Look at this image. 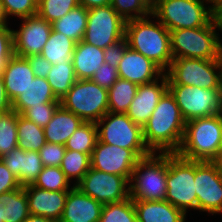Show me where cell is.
Returning <instances> with one entry per match:
<instances>
[{
	"instance_id": "obj_54",
	"label": "cell",
	"mask_w": 222,
	"mask_h": 222,
	"mask_svg": "<svg viewBox=\"0 0 222 222\" xmlns=\"http://www.w3.org/2000/svg\"><path fill=\"white\" fill-rule=\"evenodd\" d=\"M215 162L217 163L220 171L222 172V149H221L219 157L217 158Z\"/></svg>"
},
{
	"instance_id": "obj_44",
	"label": "cell",
	"mask_w": 222,
	"mask_h": 222,
	"mask_svg": "<svg viewBox=\"0 0 222 222\" xmlns=\"http://www.w3.org/2000/svg\"><path fill=\"white\" fill-rule=\"evenodd\" d=\"M118 78V69L105 62L95 71L91 80L100 87L109 89Z\"/></svg>"
},
{
	"instance_id": "obj_28",
	"label": "cell",
	"mask_w": 222,
	"mask_h": 222,
	"mask_svg": "<svg viewBox=\"0 0 222 222\" xmlns=\"http://www.w3.org/2000/svg\"><path fill=\"white\" fill-rule=\"evenodd\" d=\"M75 46L76 42L74 40L68 38L63 33L52 30L40 55L51 64L72 62Z\"/></svg>"
},
{
	"instance_id": "obj_10",
	"label": "cell",
	"mask_w": 222,
	"mask_h": 222,
	"mask_svg": "<svg viewBox=\"0 0 222 222\" xmlns=\"http://www.w3.org/2000/svg\"><path fill=\"white\" fill-rule=\"evenodd\" d=\"M168 90L175 98L185 122L222 113V89L168 84Z\"/></svg>"
},
{
	"instance_id": "obj_16",
	"label": "cell",
	"mask_w": 222,
	"mask_h": 222,
	"mask_svg": "<svg viewBox=\"0 0 222 222\" xmlns=\"http://www.w3.org/2000/svg\"><path fill=\"white\" fill-rule=\"evenodd\" d=\"M13 31L14 54L20 57L40 55L52 31L51 23L38 15L20 19Z\"/></svg>"
},
{
	"instance_id": "obj_47",
	"label": "cell",
	"mask_w": 222,
	"mask_h": 222,
	"mask_svg": "<svg viewBox=\"0 0 222 222\" xmlns=\"http://www.w3.org/2000/svg\"><path fill=\"white\" fill-rule=\"evenodd\" d=\"M26 58L31 65L35 77L47 78L53 64L41 55H33Z\"/></svg>"
},
{
	"instance_id": "obj_34",
	"label": "cell",
	"mask_w": 222,
	"mask_h": 222,
	"mask_svg": "<svg viewBox=\"0 0 222 222\" xmlns=\"http://www.w3.org/2000/svg\"><path fill=\"white\" fill-rule=\"evenodd\" d=\"M97 136V126L95 122H83L78 129L69 137L65 148L71 151H79L89 154L95 148Z\"/></svg>"
},
{
	"instance_id": "obj_33",
	"label": "cell",
	"mask_w": 222,
	"mask_h": 222,
	"mask_svg": "<svg viewBox=\"0 0 222 222\" xmlns=\"http://www.w3.org/2000/svg\"><path fill=\"white\" fill-rule=\"evenodd\" d=\"M60 168L71 184L76 186L91 168L90 155L66 149Z\"/></svg>"
},
{
	"instance_id": "obj_50",
	"label": "cell",
	"mask_w": 222,
	"mask_h": 222,
	"mask_svg": "<svg viewBox=\"0 0 222 222\" xmlns=\"http://www.w3.org/2000/svg\"><path fill=\"white\" fill-rule=\"evenodd\" d=\"M79 5L86 9L93 7L107 6L111 4V0H78Z\"/></svg>"
},
{
	"instance_id": "obj_35",
	"label": "cell",
	"mask_w": 222,
	"mask_h": 222,
	"mask_svg": "<svg viewBox=\"0 0 222 222\" xmlns=\"http://www.w3.org/2000/svg\"><path fill=\"white\" fill-rule=\"evenodd\" d=\"M17 112H0V158L18 147Z\"/></svg>"
},
{
	"instance_id": "obj_1",
	"label": "cell",
	"mask_w": 222,
	"mask_h": 222,
	"mask_svg": "<svg viewBox=\"0 0 222 222\" xmlns=\"http://www.w3.org/2000/svg\"><path fill=\"white\" fill-rule=\"evenodd\" d=\"M186 122L175 98L167 90L143 126V139L151 152L176 153L182 144Z\"/></svg>"
},
{
	"instance_id": "obj_18",
	"label": "cell",
	"mask_w": 222,
	"mask_h": 222,
	"mask_svg": "<svg viewBox=\"0 0 222 222\" xmlns=\"http://www.w3.org/2000/svg\"><path fill=\"white\" fill-rule=\"evenodd\" d=\"M117 69L119 78L129 80L137 85L151 83L164 74V71L156 63L129 46L125 49Z\"/></svg>"
},
{
	"instance_id": "obj_22",
	"label": "cell",
	"mask_w": 222,
	"mask_h": 222,
	"mask_svg": "<svg viewBox=\"0 0 222 222\" xmlns=\"http://www.w3.org/2000/svg\"><path fill=\"white\" fill-rule=\"evenodd\" d=\"M6 93L13 102L35 78L31 65L26 57L13 55L2 73Z\"/></svg>"
},
{
	"instance_id": "obj_51",
	"label": "cell",
	"mask_w": 222,
	"mask_h": 222,
	"mask_svg": "<svg viewBox=\"0 0 222 222\" xmlns=\"http://www.w3.org/2000/svg\"><path fill=\"white\" fill-rule=\"evenodd\" d=\"M22 222H54V221H52L49 218H45L44 216L30 214Z\"/></svg>"
},
{
	"instance_id": "obj_48",
	"label": "cell",
	"mask_w": 222,
	"mask_h": 222,
	"mask_svg": "<svg viewBox=\"0 0 222 222\" xmlns=\"http://www.w3.org/2000/svg\"><path fill=\"white\" fill-rule=\"evenodd\" d=\"M11 109L12 101L6 93L3 76L0 75V112L10 111Z\"/></svg>"
},
{
	"instance_id": "obj_11",
	"label": "cell",
	"mask_w": 222,
	"mask_h": 222,
	"mask_svg": "<svg viewBox=\"0 0 222 222\" xmlns=\"http://www.w3.org/2000/svg\"><path fill=\"white\" fill-rule=\"evenodd\" d=\"M125 24L111 5L90 8L82 41L104 50L125 37Z\"/></svg>"
},
{
	"instance_id": "obj_31",
	"label": "cell",
	"mask_w": 222,
	"mask_h": 222,
	"mask_svg": "<svg viewBox=\"0 0 222 222\" xmlns=\"http://www.w3.org/2000/svg\"><path fill=\"white\" fill-rule=\"evenodd\" d=\"M138 85L118 78L108 89V110L113 113H126L136 96Z\"/></svg>"
},
{
	"instance_id": "obj_39",
	"label": "cell",
	"mask_w": 222,
	"mask_h": 222,
	"mask_svg": "<svg viewBox=\"0 0 222 222\" xmlns=\"http://www.w3.org/2000/svg\"><path fill=\"white\" fill-rule=\"evenodd\" d=\"M6 18L22 19L37 15L38 0H0Z\"/></svg>"
},
{
	"instance_id": "obj_25",
	"label": "cell",
	"mask_w": 222,
	"mask_h": 222,
	"mask_svg": "<svg viewBox=\"0 0 222 222\" xmlns=\"http://www.w3.org/2000/svg\"><path fill=\"white\" fill-rule=\"evenodd\" d=\"M72 63L77 79H91L104 61V50L84 41L76 43Z\"/></svg>"
},
{
	"instance_id": "obj_3",
	"label": "cell",
	"mask_w": 222,
	"mask_h": 222,
	"mask_svg": "<svg viewBox=\"0 0 222 222\" xmlns=\"http://www.w3.org/2000/svg\"><path fill=\"white\" fill-rule=\"evenodd\" d=\"M222 149V113L186 122L180 157L192 161H216Z\"/></svg>"
},
{
	"instance_id": "obj_2",
	"label": "cell",
	"mask_w": 222,
	"mask_h": 222,
	"mask_svg": "<svg viewBox=\"0 0 222 222\" xmlns=\"http://www.w3.org/2000/svg\"><path fill=\"white\" fill-rule=\"evenodd\" d=\"M125 38L131 49L151 59L164 72L169 68L173 60L170 32L152 13L126 21Z\"/></svg>"
},
{
	"instance_id": "obj_8",
	"label": "cell",
	"mask_w": 222,
	"mask_h": 222,
	"mask_svg": "<svg viewBox=\"0 0 222 222\" xmlns=\"http://www.w3.org/2000/svg\"><path fill=\"white\" fill-rule=\"evenodd\" d=\"M168 84L191 85L206 89H222L220 59L176 58L164 72Z\"/></svg>"
},
{
	"instance_id": "obj_37",
	"label": "cell",
	"mask_w": 222,
	"mask_h": 222,
	"mask_svg": "<svg viewBox=\"0 0 222 222\" xmlns=\"http://www.w3.org/2000/svg\"><path fill=\"white\" fill-rule=\"evenodd\" d=\"M99 222H137L133 199L104 204Z\"/></svg>"
},
{
	"instance_id": "obj_23",
	"label": "cell",
	"mask_w": 222,
	"mask_h": 222,
	"mask_svg": "<svg viewBox=\"0 0 222 222\" xmlns=\"http://www.w3.org/2000/svg\"><path fill=\"white\" fill-rule=\"evenodd\" d=\"M137 222H186V215L166 200H133Z\"/></svg>"
},
{
	"instance_id": "obj_40",
	"label": "cell",
	"mask_w": 222,
	"mask_h": 222,
	"mask_svg": "<svg viewBox=\"0 0 222 222\" xmlns=\"http://www.w3.org/2000/svg\"><path fill=\"white\" fill-rule=\"evenodd\" d=\"M110 5L125 21L151 14L139 0H111Z\"/></svg>"
},
{
	"instance_id": "obj_15",
	"label": "cell",
	"mask_w": 222,
	"mask_h": 222,
	"mask_svg": "<svg viewBox=\"0 0 222 222\" xmlns=\"http://www.w3.org/2000/svg\"><path fill=\"white\" fill-rule=\"evenodd\" d=\"M76 187L103 205L120 202L130 197L129 181L124 176L93 168L88 170Z\"/></svg>"
},
{
	"instance_id": "obj_5",
	"label": "cell",
	"mask_w": 222,
	"mask_h": 222,
	"mask_svg": "<svg viewBox=\"0 0 222 222\" xmlns=\"http://www.w3.org/2000/svg\"><path fill=\"white\" fill-rule=\"evenodd\" d=\"M168 153H155L141 158L130 179L133 200H165Z\"/></svg>"
},
{
	"instance_id": "obj_38",
	"label": "cell",
	"mask_w": 222,
	"mask_h": 222,
	"mask_svg": "<svg viewBox=\"0 0 222 222\" xmlns=\"http://www.w3.org/2000/svg\"><path fill=\"white\" fill-rule=\"evenodd\" d=\"M78 6V0H38L37 15L53 23Z\"/></svg>"
},
{
	"instance_id": "obj_27",
	"label": "cell",
	"mask_w": 222,
	"mask_h": 222,
	"mask_svg": "<svg viewBox=\"0 0 222 222\" xmlns=\"http://www.w3.org/2000/svg\"><path fill=\"white\" fill-rule=\"evenodd\" d=\"M87 18L88 9L79 5L66 13L62 18L51 23L52 30L63 33L78 43L83 39Z\"/></svg>"
},
{
	"instance_id": "obj_53",
	"label": "cell",
	"mask_w": 222,
	"mask_h": 222,
	"mask_svg": "<svg viewBox=\"0 0 222 222\" xmlns=\"http://www.w3.org/2000/svg\"><path fill=\"white\" fill-rule=\"evenodd\" d=\"M9 25V21L5 16L2 3L0 2V26H6Z\"/></svg>"
},
{
	"instance_id": "obj_49",
	"label": "cell",
	"mask_w": 222,
	"mask_h": 222,
	"mask_svg": "<svg viewBox=\"0 0 222 222\" xmlns=\"http://www.w3.org/2000/svg\"><path fill=\"white\" fill-rule=\"evenodd\" d=\"M213 22L216 30L222 33V0H213Z\"/></svg>"
},
{
	"instance_id": "obj_45",
	"label": "cell",
	"mask_w": 222,
	"mask_h": 222,
	"mask_svg": "<svg viewBox=\"0 0 222 222\" xmlns=\"http://www.w3.org/2000/svg\"><path fill=\"white\" fill-rule=\"evenodd\" d=\"M127 47L128 43L125 37L109 45L104 49V61L113 67L118 68L119 61L122 59Z\"/></svg>"
},
{
	"instance_id": "obj_42",
	"label": "cell",
	"mask_w": 222,
	"mask_h": 222,
	"mask_svg": "<svg viewBox=\"0 0 222 222\" xmlns=\"http://www.w3.org/2000/svg\"><path fill=\"white\" fill-rule=\"evenodd\" d=\"M13 29L9 26H0V75L6 63L14 55Z\"/></svg>"
},
{
	"instance_id": "obj_13",
	"label": "cell",
	"mask_w": 222,
	"mask_h": 222,
	"mask_svg": "<svg viewBox=\"0 0 222 222\" xmlns=\"http://www.w3.org/2000/svg\"><path fill=\"white\" fill-rule=\"evenodd\" d=\"M97 136L100 142L125 149H148L143 139V129L126 113L107 112L98 122Z\"/></svg>"
},
{
	"instance_id": "obj_9",
	"label": "cell",
	"mask_w": 222,
	"mask_h": 222,
	"mask_svg": "<svg viewBox=\"0 0 222 222\" xmlns=\"http://www.w3.org/2000/svg\"><path fill=\"white\" fill-rule=\"evenodd\" d=\"M60 104L84 122H98L108 110V89L91 79H77Z\"/></svg>"
},
{
	"instance_id": "obj_20",
	"label": "cell",
	"mask_w": 222,
	"mask_h": 222,
	"mask_svg": "<svg viewBox=\"0 0 222 222\" xmlns=\"http://www.w3.org/2000/svg\"><path fill=\"white\" fill-rule=\"evenodd\" d=\"M103 204L73 186L65 201L59 222H99Z\"/></svg>"
},
{
	"instance_id": "obj_30",
	"label": "cell",
	"mask_w": 222,
	"mask_h": 222,
	"mask_svg": "<svg viewBox=\"0 0 222 222\" xmlns=\"http://www.w3.org/2000/svg\"><path fill=\"white\" fill-rule=\"evenodd\" d=\"M18 147L24 151L39 152L46 143L44 128L17 113Z\"/></svg>"
},
{
	"instance_id": "obj_24",
	"label": "cell",
	"mask_w": 222,
	"mask_h": 222,
	"mask_svg": "<svg viewBox=\"0 0 222 222\" xmlns=\"http://www.w3.org/2000/svg\"><path fill=\"white\" fill-rule=\"evenodd\" d=\"M83 122L81 118L60 104L51 121L44 127L46 142L65 145L69 137Z\"/></svg>"
},
{
	"instance_id": "obj_17",
	"label": "cell",
	"mask_w": 222,
	"mask_h": 222,
	"mask_svg": "<svg viewBox=\"0 0 222 222\" xmlns=\"http://www.w3.org/2000/svg\"><path fill=\"white\" fill-rule=\"evenodd\" d=\"M167 90L168 78L165 73L151 83L138 85L136 96L126 114L135 124L143 128Z\"/></svg>"
},
{
	"instance_id": "obj_36",
	"label": "cell",
	"mask_w": 222,
	"mask_h": 222,
	"mask_svg": "<svg viewBox=\"0 0 222 222\" xmlns=\"http://www.w3.org/2000/svg\"><path fill=\"white\" fill-rule=\"evenodd\" d=\"M32 185L49 191H69L73 187L61 168L54 166H44Z\"/></svg>"
},
{
	"instance_id": "obj_46",
	"label": "cell",
	"mask_w": 222,
	"mask_h": 222,
	"mask_svg": "<svg viewBox=\"0 0 222 222\" xmlns=\"http://www.w3.org/2000/svg\"><path fill=\"white\" fill-rule=\"evenodd\" d=\"M17 177L5 166L0 159V194L20 188Z\"/></svg>"
},
{
	"instance_id": "obj_4",
	"label": "cell",
	"mask_w": 222,
	"mask_h": 222,
	"mask_svg": "<svg viewBox=\"0 0 222 222\" xmlns=\"http://www.w3.org/2000/svg\"><path fill=\"white\" fill-rule=\"evenodd\" d=\"M169 32L173 59H220L222 37L217 32L213 20L203 27L176 29Z\"/></svg>"
},
{
	"instance_id": "obj_19",
	"label": "cell",
	"mask_w": 222,
	"mask_h": 222,
	"mask_svg": "<svg viewBox=\"0 0 222 222\" xmlns=\"http://www.w3.org/2000/svg\"><path fill=\"white\" fill-rule=\"evenodd\" d=\"M29 212L59 222L65 206L68 191H49L32 184L24 185Z\"/></svg>"
},
{
	"instance_id": "obj_43",
	"label": "cell",
	"mask_w": 222,
	"mask_h": 222,
	"mask_svg": "<svg viewBox=\"0 0 222 222\" xmlns=\"http://www.w3.org/2000/svg\"><path fill=\"white\" fill-rule=\"evenodd\" d=\"M65 150V145L46 142L39 150L43 166L60 167Z\"/></svg>"
},
{
	"instance_id": "obj_6",
	"label": "cell",
	"mask_w": 222,
	"mask_h": 222,
	"mask_svg": "<svg viewBox=\"0 0 222 222\" xmlns=\"http://www.w3.org/2000/svg\"><path fill=\"white\" fill-rule=\"evenodd\" d=\"M212 5L213 0H158L152 14L169 31L199 28L212 21Z\"/></svg>"
},
{
	"instance_id": "obj_26",
	"label": "cell",
	"mask_w": 222,
	"mask_h": 222,
	"mask_svg": "<svg viewBox=\"0 0 222 222\" xmlns=\"http://www.w3.org/2000/svg\"><path fill=\"white\" fill-rule=\"evenodd\" d=\"M49 102H60V100L54 95L47 78L35 77L23 93L12 102V109L22 114L29 107Z\"/></svg>"
},
{
	"instance_id": "obj_56",
	"label": "cell",
	"mask_w": 222,
	"mask_h": 222,
	"mask_svg": "<svg viewBox=\"0 0 222 222\" xmlns=\"http://www.w3.org/2000/svg\"><path fill=\"white\" fill-rule=\"evenodd\" d=\"M220 61H221V64H222V53H221V56H220Z\"/></svg>"
},
{
	"instance_id": "obj_32",
	"label": "cell",
	"mask_w": 222,
	"mask_h": 222,
	"mask_svg": "<svg viewBox=\"0 0 222 222\" xmlns=\"http://www.w3.org/2000/svg\"><path fill=\"white\" fill-rule=\"evenodd\" d=\"M75 75L72 62L53 64L47 76V81L58 100H61L75 84Z\"/></svg>"
},
{
	"instance_id": "obj_14",
	"label": "cell",
	"mask_w": 222,
	"mask_h": 222,
	"mask_svg": "<svg viewBox=\"0 0 222 222\" xmlns=\"http://www.w3.org/2000/svg\"><path fill=\"white\" fill-rule=\"evenodd\" d=\"M197 210L222 214V172L215 161H195Z\"/></svg>"
},
{
	"instance_id": "obj_12",
	"label": "cell",
	"mask_w": 222,
	"mask_h": 222,
	"mask_svg": "<svg viewBox=\"0 0 222 222\" xmlns=\"http://www.w3.org/2000/svg\"><path fill=\"white\" fill-rule=\"evenodd\" d=\"M151 153L149 149H125L97 140L90 156L91 168L124 176L130 182L138 161Z\"/></svg>"
},
{
	"instance_id": "obj_7",
	"label": "cell",
	"mask_w": 222,
	"mask_h": 222,
	"mask_svg": "<svg viewBox=\"0 0 222 222\" xmlns=\"http://www.w3.org/2000/svg\"><path fill=\"white\" fill-rule=\"evenodd\" d=\"M194 178L195 161L182 158L177 153H168L165 200L179 208L185 215L192 209L197 210Z\"/></svg>"
},
{
	"instance_id": "obj_52",
	"label": "cell",
	"mask_w": 222,
	"mask_h": 222,
	"mask_svg": "<svg viewBox=\"0 0 222 222\" xmlns=\"http://www.w3.org/2000/svg\"><path fill=\"white\" fill-rule=\"evenodd\" d=\"M151 13L157 6L158 0H139Z\"/></svg>"
},
{
	"instance_id": "obj_41",
	"label": "cell",
	"mask_w": 222,
	"mask_h": 222,
	"mask_svg": "<svg viewBox=\"0 0 222 222\" xmlns=\"http://www.w3.org/2000/svg\"><path fill=\"white\" fill-rule=\"evenodd\" d=\"M59 105L60 102L43 103L41 106L29 107L21 115L44 128L51 121L52 116Z\"/></svg>"
},
{
	"instance_id": "obj_21",
	"label": "cell",
	"mask_w": 222,
	"mask_h": 222,
	"mask_svg": "<svg viewBox=\"0 0 222 222\" xmlns=\"http://www.w3.org/2000/svg\"><path fill=\"white\" fill-rule=\"evenodd\" d=\"M0 159L17 177L21 186L32 184L44 167L39 152L24 151L19 147Z\"/></svg>"
},
{
	"instance_id": "obj_29",
	"label": "cell",
	"mask_w": 222,
	"mask_h": 222,
	"mask_svg": "<svg viewBox=\"0 0 222 222\" xmlns=\"http://www.w3.org/2000/svg\"><path fill=\"white\" fill-rule=\"evenodd\" d=\"M0 205L4 206V222H22L30 215L24 187L0 194Z\"/></svg>"
},
{
	"instance_id": "obj_55",
	"label": "cell",
	"mask_w": 222,
	"mask_h": 222,
	"mask_svg": "<svg viewBox=\"0 0 222 222\" xmlns=\"http://www.w3.org/2000/svg\"><path fill=\"white\" fill-rule=\"evenodd\" d=\"M0 222H4V206L0 205Z\"/></svg>"
}]
</instances>
